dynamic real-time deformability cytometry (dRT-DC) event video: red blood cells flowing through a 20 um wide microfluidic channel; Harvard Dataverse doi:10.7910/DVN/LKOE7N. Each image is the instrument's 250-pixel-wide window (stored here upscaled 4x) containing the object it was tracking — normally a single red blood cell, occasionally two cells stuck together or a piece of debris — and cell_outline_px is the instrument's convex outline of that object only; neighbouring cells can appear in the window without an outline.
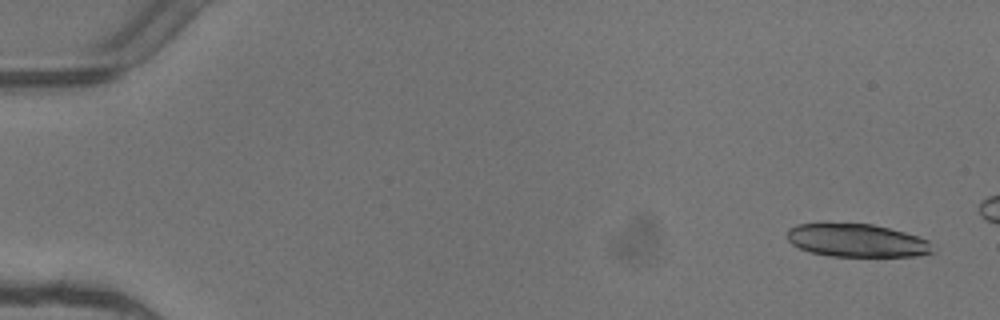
{"species": "common noctule bat (a hibernating species)", "species_latin": "Nyctalus noctula", "temperature_condition": "warm", "stored_images_in_passage": 5, "camera_frame_rate_fps": 3000, "um_per_image_px": 0.085, "animal": {"sex": "female"}, "frame": {"image": 1, "passage_image": 1, "time_ms": 0.0, "image_size_px": [1000, 320], "cell_outline_px": [[936, 252], [916, 256], [828, 256], [812, 252], [800, 248], [792, 244], [788, 240], [788, 228], [796, 224], [820, 220], [824, 220], [872, 224], [920, 236], [928, 240]], "centroid_in_image_um": [72.78, 20.39], "position_along_channel_um": 12.2, "area_um2": 29.07}}